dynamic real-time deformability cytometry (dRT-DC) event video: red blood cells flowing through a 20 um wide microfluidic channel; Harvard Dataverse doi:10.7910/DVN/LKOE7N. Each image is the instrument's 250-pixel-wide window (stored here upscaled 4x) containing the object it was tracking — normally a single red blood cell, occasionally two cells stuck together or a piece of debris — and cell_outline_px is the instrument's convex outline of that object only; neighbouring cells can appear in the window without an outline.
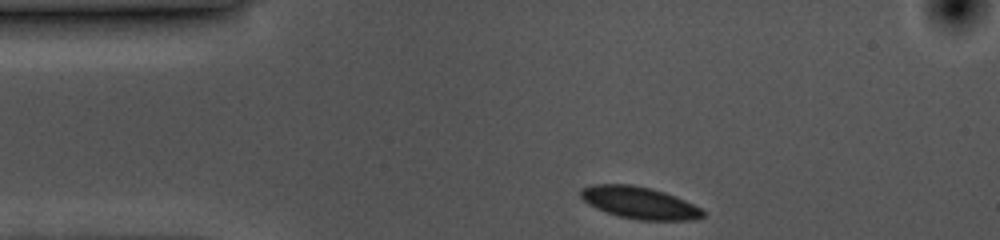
{"species": "common noctule bat (a hibernating species)", "species_latin": "Nyctalus noctula", "temperature_condition": "cold", "stored_images_in_passage": 34, "camera_frame_rate_fps": 3000, "um_per_image_px": 0.085, "animal": {"sex": "female", "body_mass_g": 10.0, "forearm_length_mm": 53.1}, "frame": {"image": 1, "passage_image": 1, "time_ms": 0.0, "image_size_px": [1000, 240], "cell_outline_px": [[704, 216], [696, 220], [636, 220], [620, 216], [596, 208], [588, 204], [580, 196], [580, 188], [592, 184], [632, 184], [652, 188], [676, 196], [700, 208], [704, 212]], "centroid_in_image_um": [54.34, 17.22], "position_along_channel_um": 30.7, "area_um2": 22.83}}
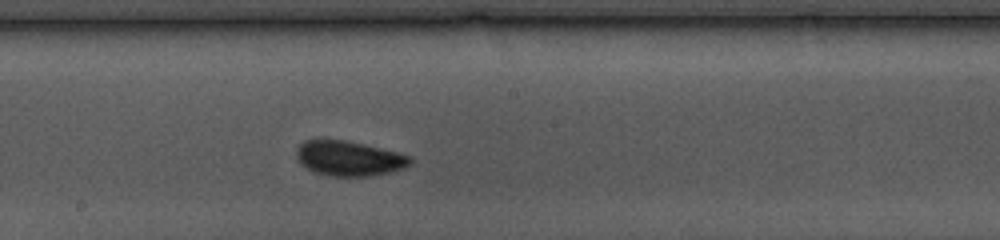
{"frame": {"image": 2, "passage_image": 20, "time_ms": 6.333, "image_size_px": [1000, 240], "cell_outline_px": [[412, 164], [404, 168], [372, 176], [328, 176], [316, 172], [300, 164], [296, 156], [296, 148], [304, 140], [344, 140], [364, 144], [396, 152], [408, 156], [412, 160]], "centroid_in_image_um": [29.64, 13.47], "position_along_channel_um": 218.6, "area_um2": 23.0}}
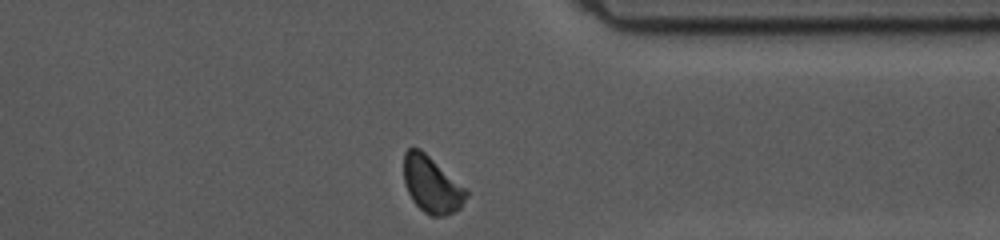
{"frame": {"image": 3, "passage_image": 34, "time_ms": 11.0, "image_size_px": [1000, 240], "cell_outline_px": [[468, 196], [460, 208], [444, 216], [432, 216], [424, 212], [412, 200], [404, 184], [404, 152], [408, 148], [420, 148], [468, 188]], "centroid_in_image_um": [36.72, 15.68], "position_along_channel_um": 374.7, "area_um2": 20.81}, "authors_computed_cell_mechanics": {"area_um2": 22.6287, "velocity_mm_per_s": 3.5191, "shape_relaxation_time_tau1_ms": 2.4687, "shape_relaxation_time_tau2_ms": null, "deformation_change_tau1": 0.0614, "deformation_change_tau2": null}}